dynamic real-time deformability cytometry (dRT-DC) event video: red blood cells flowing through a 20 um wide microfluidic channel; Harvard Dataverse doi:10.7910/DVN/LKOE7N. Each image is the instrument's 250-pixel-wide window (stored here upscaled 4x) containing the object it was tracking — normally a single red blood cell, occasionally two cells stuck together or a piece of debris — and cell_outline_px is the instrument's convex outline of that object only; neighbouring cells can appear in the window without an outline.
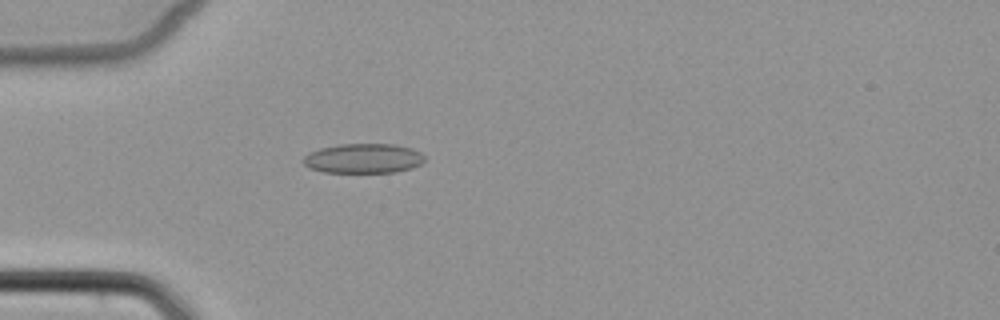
{"species": "common noctule bat (a hibernating species)", "species_latin": "Nyctalus noctula", "temperature_condition": "cold", "stored_images_in_passage": 5, "camera_frame_rate_fps": 3000, "um_per_image_px": 0.085, "animal": {"sex": "female", "body_mass_g": 22.7, "forearm_length_mm": 54.2}, "frame": {"image": 1, "passage_image": 5, "time_ms": 4.667, "image_size_px": [1000, 320], "cell_outline_px": [[424, 160], [420, 164], [412, 168], [396, 172], [324, 172], [308, 168], [300, 160], [308, 152], [320, 148], [340, 144], [396, 144], [412, 148], [420, 152], [424, 156]], "centroid_in_image_um": [30.86, 13.46], "position_along_channel_um": 54.1, "area_um2": 21.15}}